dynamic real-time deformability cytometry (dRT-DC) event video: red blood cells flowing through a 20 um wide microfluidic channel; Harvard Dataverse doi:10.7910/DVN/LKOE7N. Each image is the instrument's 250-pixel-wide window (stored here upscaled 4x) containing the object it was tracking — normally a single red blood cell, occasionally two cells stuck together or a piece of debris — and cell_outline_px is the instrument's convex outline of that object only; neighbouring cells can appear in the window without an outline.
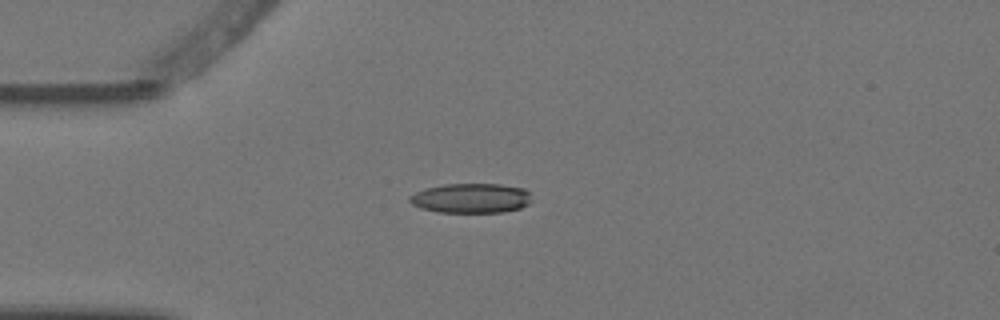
{"species": "Egyptian fruit bat (a non-hibernating species)", "species_latin": "Rousettus aegyptiacus", "temperature_condition": "warm", "stored_images_in_passage": 4, "camera_frame_rate_fps": 3000, "um_per_image_px": 0.085, "animal": {"sex": "female"}, "frame": {"image": 1, "passage_image": 1, "time_ms": 0.0, "image_size_px": [1000, 320], "cell_outline_px": [[532, 200], [528, 204], [520, 208], [504, 212], [436, 212], [420, 208], [412, 204], [408, 200], [408, 196], [424, 188], [444, 184], [500, 184], [524, 188], [528, 192]], "centroid_in_image_um": [40.01, 16.84], "position_along_channel_um": 45.0, "area_um2": 21.27}}
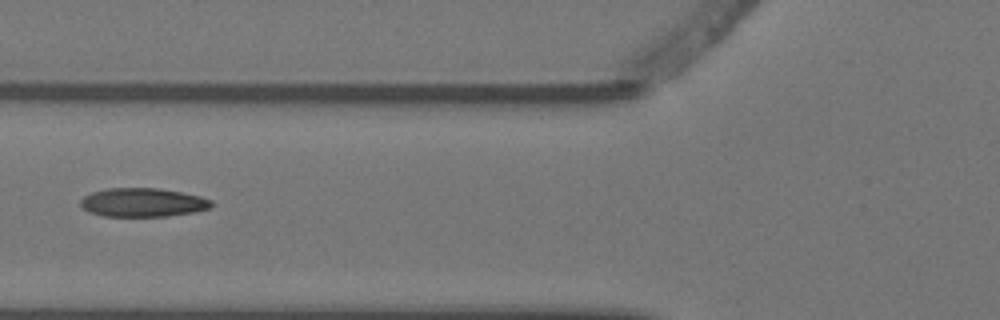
{"frame": {"image": 2, "passage_image": 3, "time_ms": 0.667, "image_size_px": [1000, 320], "cell_outline_px": [[212, 208], [196, 212], [168, 216], [104, 216], [88, 212], [80, 204], [80, 200], [84, 196], [92, 192], [108, 188], [160, 188], [200, 196], [212, 200]], "centroid_in_image_um": [12.16, 17.21], "position_along_channel_um": 113.6, "area_um2": 22.02}}
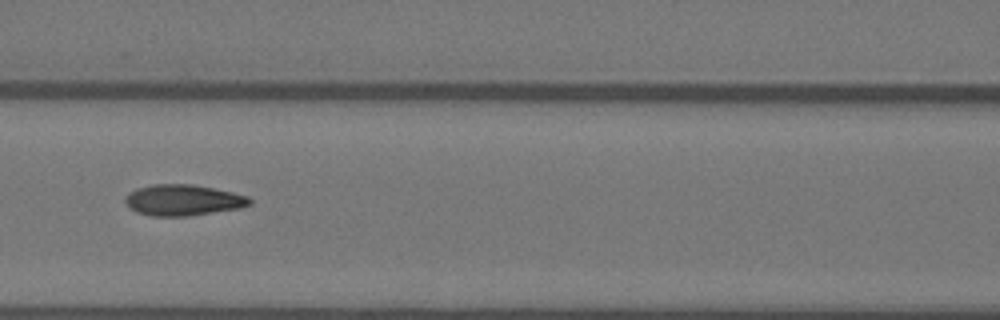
{"frame": {"image": 3, "passage_image": 4, "time_ms": 1.0, "image_size_px": [1000, 320], "cell_outline_px": [[252, 204], [240, 208], [188, 216], [148, 216], [136, 212], [124, 200], [128, 192], [136, 188], [152, 184], [192, 184], [232, 192], [248, 196], [252, 200]], "centroid_in_image_um": [15.56, 17.01], "position_along_channel_um": 151.0, "area_um2": 22.54}}